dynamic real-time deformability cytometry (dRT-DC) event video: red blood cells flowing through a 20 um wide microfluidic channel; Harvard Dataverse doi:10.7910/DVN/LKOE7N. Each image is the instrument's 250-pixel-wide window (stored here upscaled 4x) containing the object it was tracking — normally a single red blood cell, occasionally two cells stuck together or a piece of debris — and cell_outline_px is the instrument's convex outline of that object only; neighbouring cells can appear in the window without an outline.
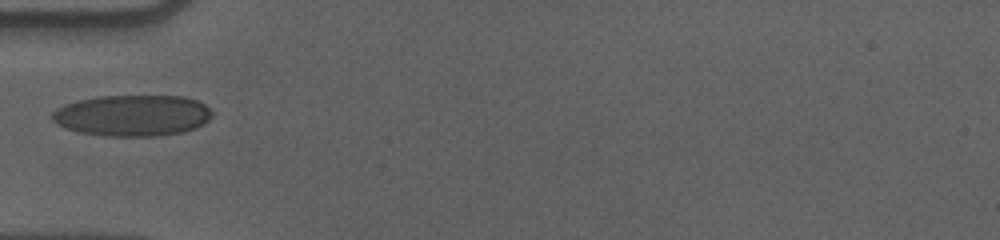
{"species": "human", "species_latin": "Homo sapiens", "temperature_condition": "cold", "stored_images_in_passage": 39, "camera_frame_rate_fps": 3000, "um_per_image_px": 0.085, "donor": {"sex": "male"}, "frame": {"image": 1, "passage_image": 1, "time_ms": 0.0, "image_size_px": [1000, 240], "cell_outline_px": [[212, 116], [204, 124], [196, 128], [184, 132], [160, 136], [100, 136], [76, 132], [64, 128], [56, 124], [52, 120], [52, 112], [56, 108], [64, 104], [76, 100], [100, 96], [184, 96], [196, 100], [204, 104], [212, 112]], "centroid_in_image_um": [11.22, 9.82], "position_along_channel_um": 73.8, "area_um2": 38.96}}
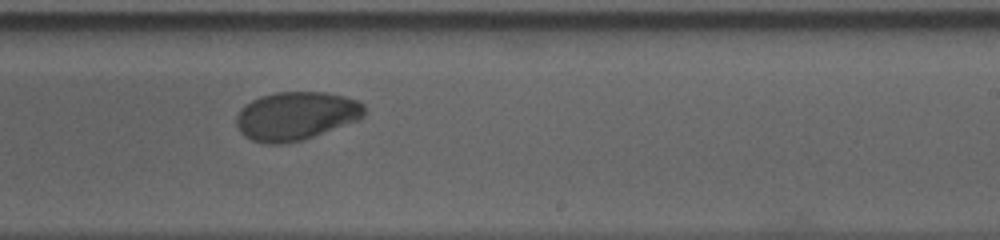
{"frame": {"image": 2, "passage_image": 17, "time_ms": 5.333, "image_size_px": [1000, 240], "cell_outline_px": [[364, 116], [360, 120], [288, 144], [268, 144], [252, 140], [244, 136], [240, 132], [236, 124], [236, 116], [252, 100], [260, 96], [276, 92], [328, 92], [344, 96], [356, 100], [364, 104]], "centroid_in_image_um": [25.17, 9.85], "position_along_channel_um": 263.8, "area_um2": 36.01}}
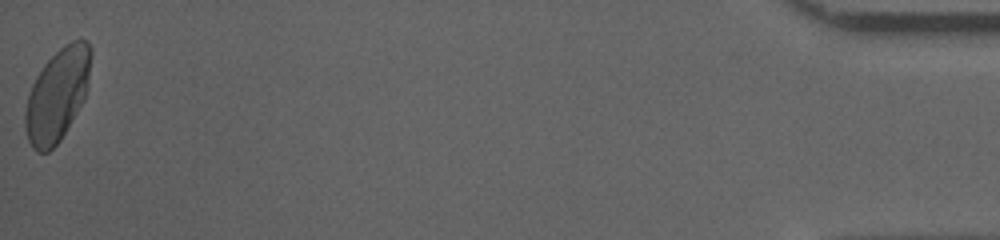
{"frame": {"image": 3, "passage_image": 39, "time_ms": 12.667, "image_size_px": [1000, 240], "cell_outline_px": [[92, 56], [84, 100], [60, 140], [48, 152], [36, 152], [32, 148], [28, 140], [24, 128], [24, 112], [28, 96], [32, 84], [36, 76], [44, 64], [64, 44], [72, 40], [88, 40], [92, 48]], "centroid_in_image_um": [4.86, 8.06], "position_along_channel_um": 430.3, "area_um2": 35.43}}